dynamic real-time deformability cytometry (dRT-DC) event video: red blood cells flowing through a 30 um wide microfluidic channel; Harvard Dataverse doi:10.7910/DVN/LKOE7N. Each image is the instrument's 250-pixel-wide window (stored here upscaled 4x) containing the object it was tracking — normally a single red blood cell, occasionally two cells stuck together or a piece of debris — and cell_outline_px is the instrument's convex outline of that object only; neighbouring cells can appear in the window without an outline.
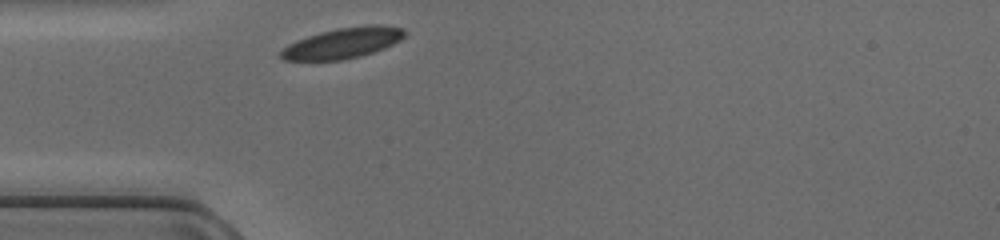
{"species": "common noctule bat (a hibernating species)", "species_latin": "Nyctalus noctula", "temperature_condition": "cold", "stored_images_in_passage": 25, "camera_frame_rate_fps": 3000, "um_per_image_px": 0.085, "animal": {"sex": "female", "body_mass_g": 17.0, "forearm_length_mm": 48.0}, "frame": {"image": 1, "passage_image": 1, "time_ms": 0.0, "image_size_px": [1000, 240], "cell_outline_px": [[408, 32], [400, 40], [384, 48], [360, 56], [344, 60], [284, 60], [280, 56], [280, 52], [288, 44], [296, 40], [320, 32], [340, 28], [372, 24], [380, 24], [404, 28]], "centroid_in_image_um": [29.17, 3.65], "position_along_channel_um": 55.8, "area_um2": 22.02}}
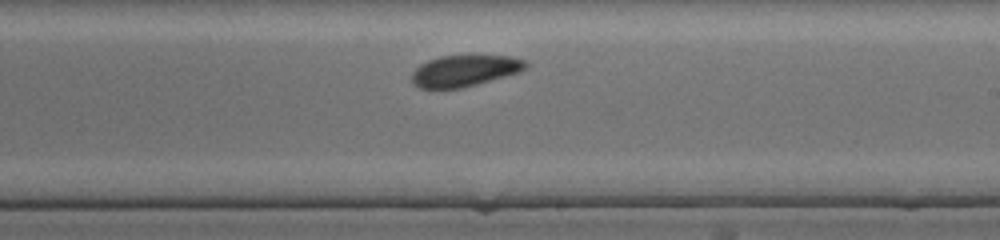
{"frame": {"image": 2, "passage_image": 15, "time_ms": 4.667, "image_size_px": [1000, 240], "cell_outline_px": [[528, 64], [520, 72], [476, 84], [460, 88], [420, 88], [412, 80], [412, 72], [420, 64], [428, 60], [440, 56], [512, 56], [524, 60]], "centroid_in_image_um": [39.49, 6.0], "position_along_channel_um": 249.5, "area_um2": 20.46}}
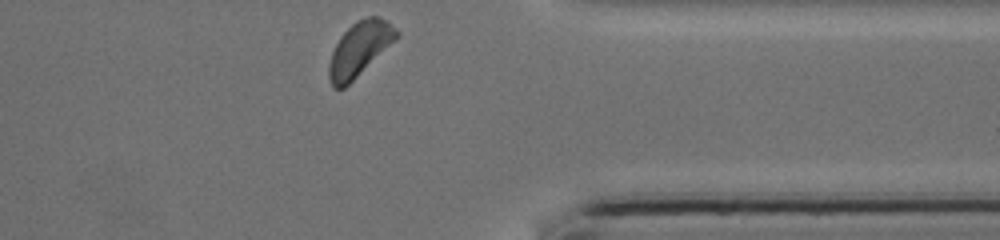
{"frame": {"image": 3, "passage_image": 25, "time_ms": 8.0, "image_size_px": [1000, 240], "cell_outline_px": [[400, 36], [396, 40], [344, 88], [332, 88], [328, 76], [328, 64], [332, 52], [340, 36], [356, 20], [368, 16], [380, 16], [396, 28], [400, 32]], "centroid_in_image_um": [30.56, 4.15], "position_along_channel_um": 380.8, "area_um2": 21.33}}